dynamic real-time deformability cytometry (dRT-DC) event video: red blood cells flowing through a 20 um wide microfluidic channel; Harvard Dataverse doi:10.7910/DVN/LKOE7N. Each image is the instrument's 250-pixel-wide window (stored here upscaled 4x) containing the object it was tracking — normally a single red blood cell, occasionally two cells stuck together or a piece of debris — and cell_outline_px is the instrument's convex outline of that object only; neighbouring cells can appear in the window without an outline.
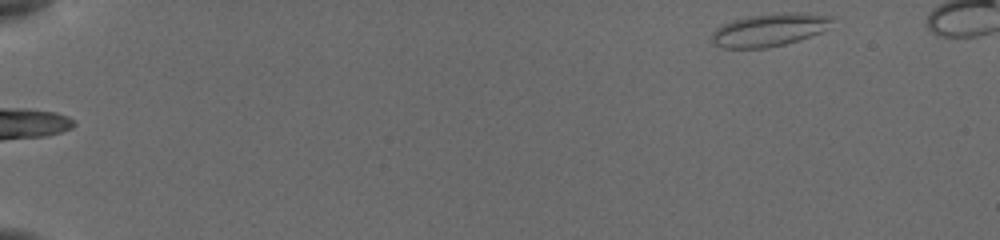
{"species": "common noctule bat (a hibernating species)", "species_latin": "Nyctalus noctula", "temperature_condition": "cold", "stored_images_in_passage": 48, "camera_frame_rate_fps": 3000, "um_per_image_px": 0.085, "animal": {"sex": "female", "body_mass_g": 19.5, "forearm_length_mm": 54.1}, "frame": {"image": 1, "passage_image": 1, "time_ms": 0.0, "image_size_px": [1000, 240], "cell_outline_px": [[832, 20], [828, 28], [820, 32], [800, 40], [784, 44], [764, 48], [724, 48], [716, 44], [712, 40], [712, 32], [716, 28], [732, 20], [744, 16], [784, 12], [800, 12], [832, 16]], "centroid_in_image_um": [65.4, 2.52], "position_along_channel_um": 19.6, "area_um2": 23.0}}
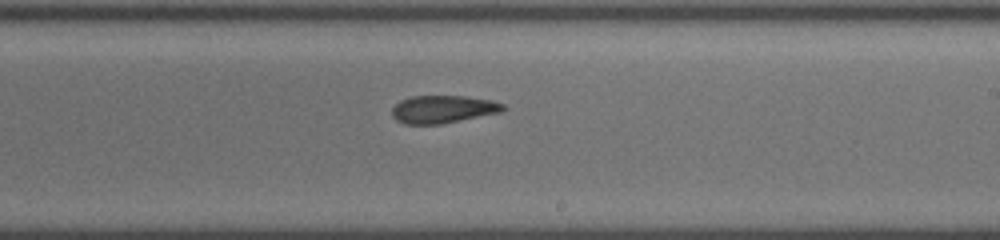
{"frame": {"image": 2, "passage_image": 30, "time_ms": 9.667, "image_size_px": [1000, 240], "cell_outline_px": [[504, 112], [440, 124], [404, 124], [396, 120], [392, 116], [392, 108], [400, 100], [412, 96], [464, 96], [492, 100], [504, 104]], "centroid_in_image_um": [37.66, 9.29], "position_along_channel_um": 251.3, "area_um2": 18.03}}
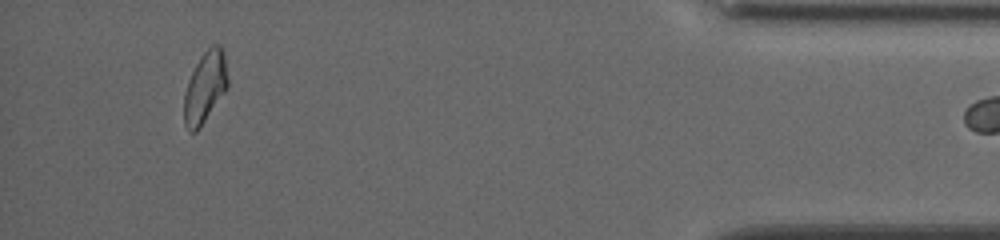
{"frame": {"image": 3, "passage_image": 47, "time_ms": 15.333, "image_size_px": [1000, 240], "cell_outline_px": [[228, 88], [200, 128], [196, 132], [188, 132], [184, 124], [184, 92], [188, 80], [200, 56], [212, 44], [220, 44], [224, 52], [228, 80]], "centroid_in_image_um": [17.43, 7.43], "position_along_channel_um": 417.8, "area_um2": 18.38}}